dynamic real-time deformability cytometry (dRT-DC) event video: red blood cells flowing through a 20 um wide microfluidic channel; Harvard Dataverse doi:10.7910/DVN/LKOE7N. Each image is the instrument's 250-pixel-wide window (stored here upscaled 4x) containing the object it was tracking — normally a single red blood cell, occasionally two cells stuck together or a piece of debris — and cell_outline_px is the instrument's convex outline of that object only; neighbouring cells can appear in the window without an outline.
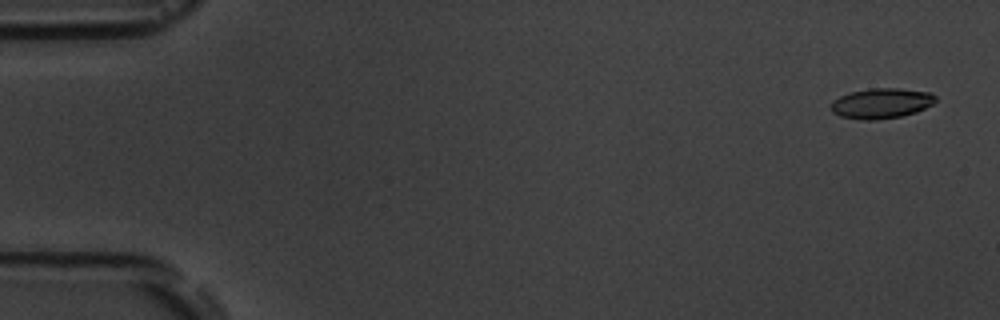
{"species": "common noctule bat (a hibernating species)", "species_latin": "Nyctalus noctula", "temperature_condition": "room temperature", "stored_images_in_passage": 6, "camera_frame_rate_fps": 3000, "um_per_image_px": 0.085, "animal": {"sex": "male", "body_mass_g": 19.5, "forearm_length_mm": 54.6}, "frame": {"image": 1, "passage_image": 1, "time_ms": 0.0, "image_size_px": [1000, 320], "cell_outline_px": [[936, 100], [932, 104], [916, 112], [900, 116], [876, 120], [860, 120], [840, 116], [832, 112], [832, 100], [840, 96], [852, 92], [868, 88], [900, 88], [928, 92], [936, 96]], "centroid_in_image_um": [74.9, 8.78], "position_along_channel_um": 10.1, "area_um2": 18.38}}
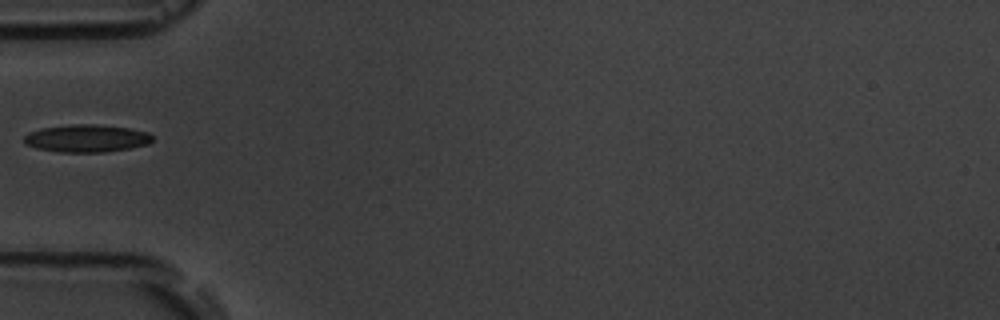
{"frame": {"image": 2, "passage_image": 5, "time_ms": 5.667, "image_size_px": [1000, 320], "cell_outline_px": [[152, 140], [148, 144], [128, 148], [104, 152], [60, 152], [36, 148], [24, 144], [24, 136], [40, 128], [72, 124], [92, 124], [128, 128], [148, 132], [152, 136]], "centroid_in_image_um": [7.34, 11.76], "position_along_channel_um": 77.7, "area_um2": 20.46}}
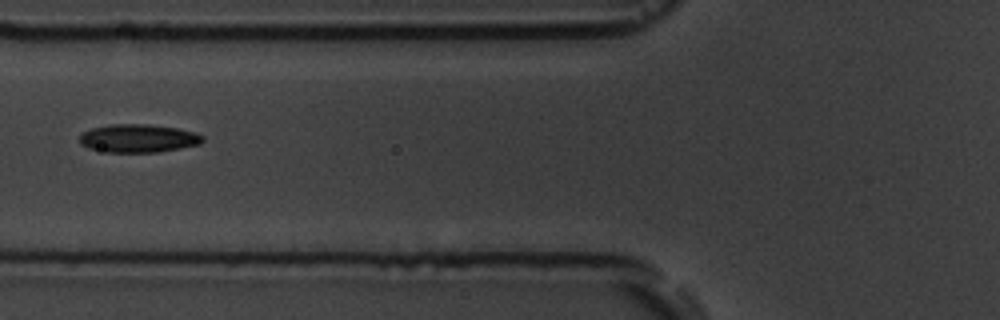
{"frame": {"image": 3, "passage_image": 6, "time_ms": 6.667, "image_size_px": [1000, 320], "cell_outline_px": [[204, 140], [200, 144], [180, 148], [156, 152], [108, 152], [88, 148], [80, 144], [80, 136], [84, 132], [92, 128], [108, 124], [148, 124], [176, 128], [196, 132], [204, 136]], "centroid_in_image_um": [11.76, 11.75], "position_along_channel_um": 114.0, "area_um2": 20.23}}